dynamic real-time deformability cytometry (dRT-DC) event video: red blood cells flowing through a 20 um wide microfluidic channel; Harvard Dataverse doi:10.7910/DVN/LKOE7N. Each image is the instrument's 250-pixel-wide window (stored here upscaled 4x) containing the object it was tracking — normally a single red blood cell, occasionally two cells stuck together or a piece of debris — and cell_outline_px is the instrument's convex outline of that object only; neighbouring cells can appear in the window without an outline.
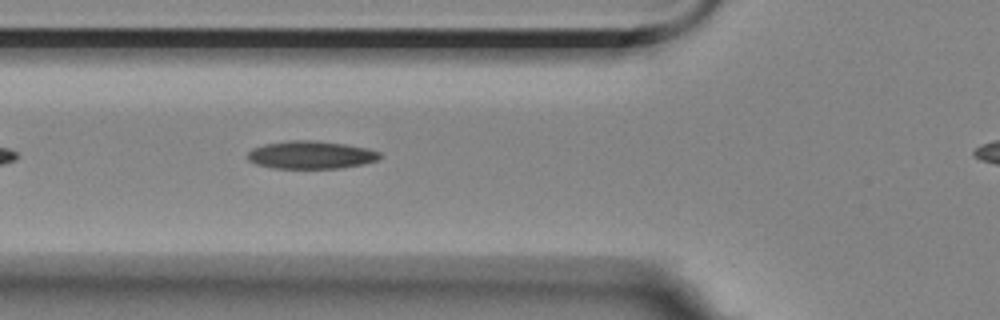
{"species": "Egyptian fruit bat (a non-hibernating species)", "species_latin": "Rousettus aegyptiacus", "temperature_condition": "room temperature", "stored_images_in_passage": 34, "camera_frame_rate_fps": 3000, "um_per_image_px": 0.085, "animal": {"sex": "female"}, "frame": {"image": 1, "passage_image": 6, "time_ms": 1.667, "image_size_px": [1000, 320], "cell_outline_px": [[380, 160], [364, 164], [340, 168], [272, 168], [256, 164], [248, 160], [248, 152], [252, 148], [264, 144], [288, 140], [316, 140], [348, 144], [368, 148], [380, 152]], "centroid_in_image_um": [26.45, 13.16], "position_along_channel_um": 99.3, "area_um2": 21.73}}
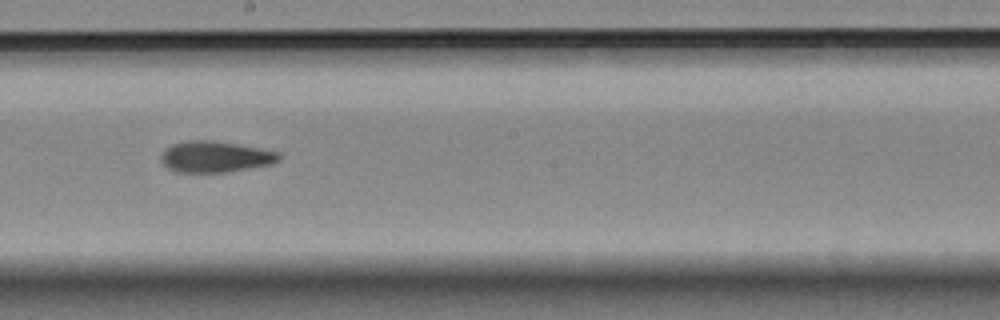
{"frame": {"image": 2, "passage_image": 17, "time_ms": 5.333, "image_size_px": [1000, 320], "cell_outline_px": [[280, 160], [272, 164], [228, 172], [176, 172], [168, 168], [164, 164], [160, 156], [172, 144], [188, 140], [212, 140], [260, 148], [280, 152]], "centroid_in_image_um": [18.33, 13.32], "position_along_channel_um": 229.9, "area_um2": 21.33}}
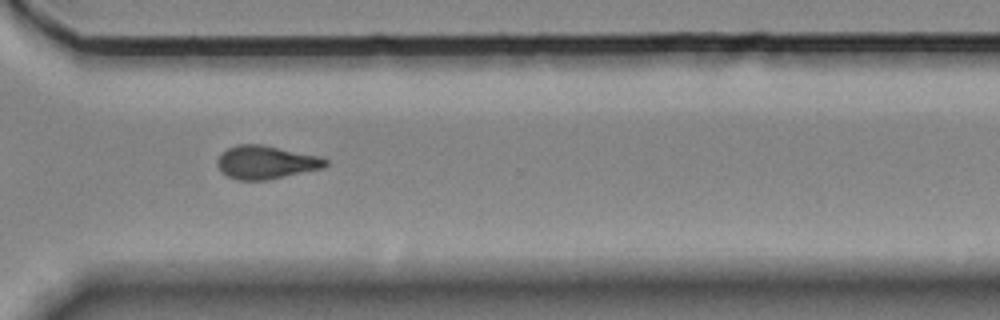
{"frame": {"image": 3, "passage_image": 27, "time_ms": 8.667, "image_size_px": [1000, 320], "cell_outline_px": [[328, 164], [324, 168], [268, 180], [236, 180], [228, 176], [220, 168], [216, 160], [228, 148], [236, 144], [260, 144], [324, 156], [328, 160]], "centroid_in_image_um": [22.68, 13.79], "position_along_channel_um": 347.9, "area_um2": 21.1}, "authors_computed_cell_mechanics": {"area_um2": 21.0392, "velocity_mm_per_s": 3.5428, "shape_relaxation_time_tau1_ms": 7.5474, "shape_relaxation_time_tau2_ms": 3.8103, "deformation_change_tau1": 0.2072, "deformation_change_tau2": 0.1141}}